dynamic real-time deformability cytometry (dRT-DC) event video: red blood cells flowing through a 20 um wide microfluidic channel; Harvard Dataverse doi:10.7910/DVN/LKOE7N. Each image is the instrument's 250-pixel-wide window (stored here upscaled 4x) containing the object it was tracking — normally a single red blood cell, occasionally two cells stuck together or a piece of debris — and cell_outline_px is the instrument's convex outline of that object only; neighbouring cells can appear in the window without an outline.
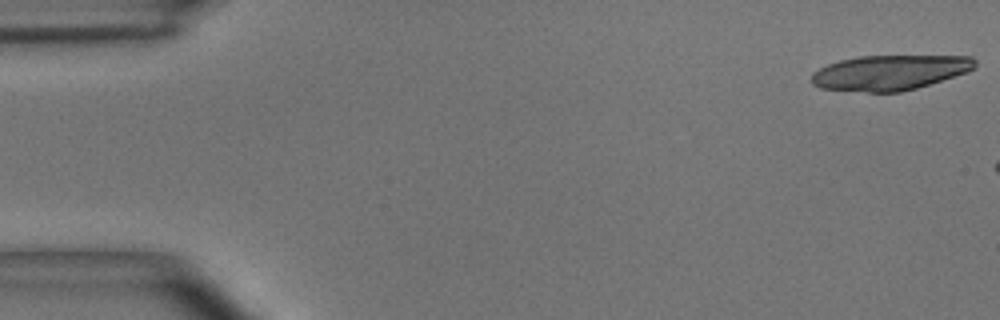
{"species": "common noctule bat (a hibernating species)", "species_latin": "Nyctalus noctula", "temperature_condition": "room temperature", "stored_images_in_passage": 6, "camera_frame_rate_fps": 3000, "um_per_image_px": 0.085, "animal": {"sex": "male", "body_mass_g": 15.6}, "frame": {"image": 1, "passage_image": 1, "time_ms": 0.0, "image_size_px": [1000, 320], "cell_outline_px": [[972, 68], [912, 88], [892, 92], [876, 92], [832, 88], [820, 84], [824, 68], [832, 64], [848, 60], [872, 56], [956, 56], [972, 60]], "centroid_in_image_um": [75.76, 6.14], "position_along_channel_um": 9.2, "area_um2": 29.59}}